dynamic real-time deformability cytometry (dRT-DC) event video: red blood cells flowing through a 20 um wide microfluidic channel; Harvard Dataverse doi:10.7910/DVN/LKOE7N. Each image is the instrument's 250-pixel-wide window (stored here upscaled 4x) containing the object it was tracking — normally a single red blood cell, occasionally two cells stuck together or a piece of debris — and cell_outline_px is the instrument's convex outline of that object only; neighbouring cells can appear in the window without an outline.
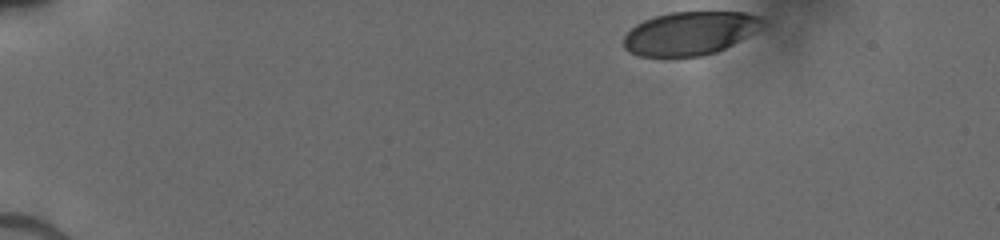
{"species": "human", "species_latin": "Homo sapiens", "temperature_condition": "cold", "stored_images_in_passage": 7, "camera_frame_rate_fps": 3000, "um_per_image_px": 0.085, "donor": {"sex": "male"}, "frame": {"image": 1, "passage_image": 1, "time_ms": 0.0, "image_size_px": [1000, 240], "cell_outline_px": [[768, 24], [764, 28], [716, 52], [700, 56], [636, 56], [628, 52], [624, 48], [624, 36], [636, 24], [644, 20], [656, 16], [672, 12], [744, 12], [756, 16], [764, 20]], "centroid_in_image_um": [58.66, 2.83], "position_along_channel_um": 26.3, "area_um2": 35.14}}